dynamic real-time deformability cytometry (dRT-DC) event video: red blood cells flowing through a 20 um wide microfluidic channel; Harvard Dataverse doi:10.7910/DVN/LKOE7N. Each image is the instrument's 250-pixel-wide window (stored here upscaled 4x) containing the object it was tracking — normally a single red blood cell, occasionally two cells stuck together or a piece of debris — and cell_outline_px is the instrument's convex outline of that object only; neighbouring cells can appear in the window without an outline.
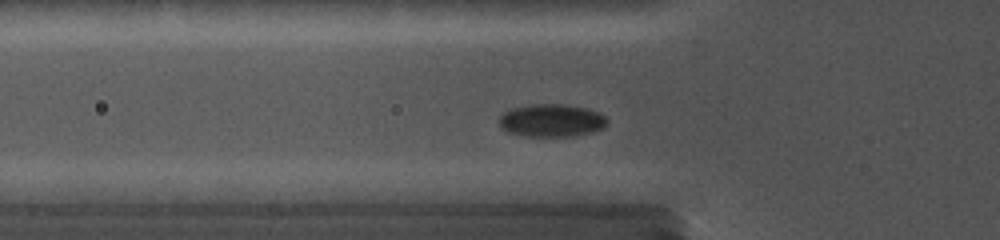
{"species": "common noctule bat (a hibernating species)", "species_latin": "Nyctalus noctula", "temperature_condition": "cold", "stored_images_in_passage": 21, "camera_frame_rate_fps": 5000, "um_per_image_px": 0.085, "animal": {"sex": "female", "body_mass_g": 19.0, "forearm_length_mm": 56.7}, "frame": {"image": 1, "passage_image": 7, "time_ms": 3.8, "image_size_px": [1000, 240], "cell_outline_px": [[608, 124], [604, 128], [588, 132], [568, 136], [528, 136], [508, 132], [500, 128], [500, 116], [504, 112], [512, 108], [532, 104], [564, 104], [588, 108], [600, 112], [608, 120]], "centroid_in_image_um": [46.89, 10.22], "position_along_channel_um": 78.9, "area_um2": 20.58}}
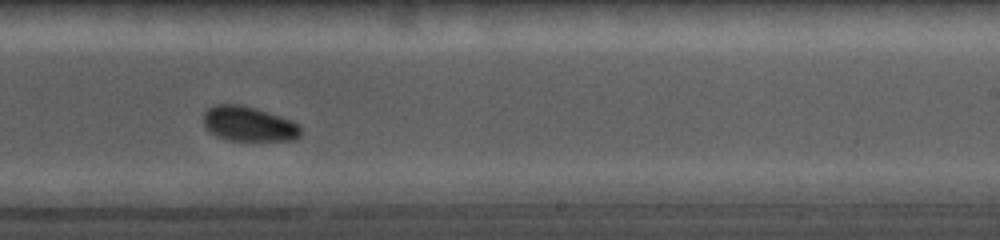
{"frame": {"image": 2, "passage_image": 14, "time_ms": 8.8, "image_size_px": [1000, 240], "cell_outline_px": [[300, 136], [296, 140], [224, 140], [212, 132], [204, 124], [204, 112], [208, 108], [216, 104], [240, 104], [256, 108], [292, 120], [300, 128]], "centroid_in_image_um": [21.14, 10.52], "position_along_channel_um": 267.9, "area_um2": 19.59}}
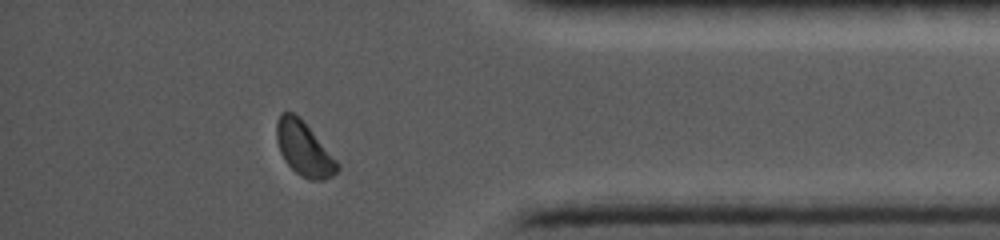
{"frame": {"image": 3, "passage_image": 20, "time_ms": 12.8, "image_size_px": [1000, 240], "cell_outline_px": [[340, 168], [332, 176], [324, 180], [312, 180], [296, 172], [284, 160], [280, 152], [276, 140], [276, 124], [280, 112], [292, 112], [300, 116], [340, 164]], "centroid_in_image_um": [25.83, 12.62], "position_along_channel_um": 409.4, "area_um2": 19.13}, "authors_computed_cell_mechanics": {"area_um2": 19.4786, "velocity_mm_per_s": 3.7746, "shape_relaxation_time_tau1_ms": null, "shape_relaxation_time_tau2_ms": 2.8125, "deformation_change_tau1": null, "deformation_change_tau2": 0.043}}